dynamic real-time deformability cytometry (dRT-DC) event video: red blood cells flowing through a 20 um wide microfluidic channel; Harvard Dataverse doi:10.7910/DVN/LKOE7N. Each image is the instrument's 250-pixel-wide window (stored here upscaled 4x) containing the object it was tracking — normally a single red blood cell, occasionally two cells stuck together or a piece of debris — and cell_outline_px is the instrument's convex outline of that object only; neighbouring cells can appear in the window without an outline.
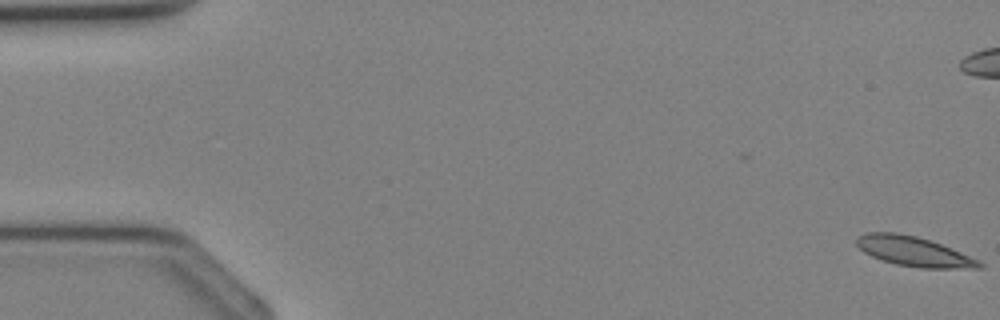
{"species": "Egyptian fruit bat (a non-hibernating species)", "species_latin": "Rousettus aegyptiacus", "temperature_condition": "cold", "stored_images_in_passage": 34, "camera_frame_rate_fps": 3000, "um_per_image_px": 0.085, "animal": {"sex": "female"}, "frame": {"image": 1, "passage_image": 1, "time_ms": 0.0, "image_size_px": [1000, 320], "cell_outline_px": [[984, 268], [920, 268], [896, 264], [872, 256], [864, 252], [856, 244], [856, 240], [864, 232], [896, 232], [916, 236], [940, 244], [980, 260], [984, 264]], "centroid_in_image_um": [77.69, 21.37], "position_along_channel_um": 7.3, "area_um2": 21.04}}
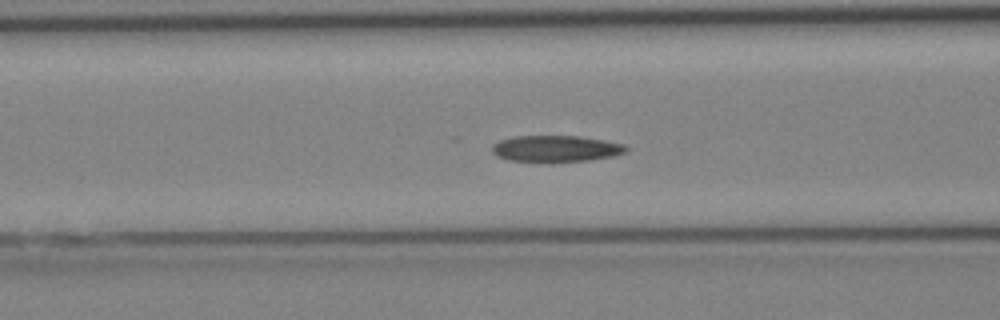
{"frame": {"image": 2, "passage_image": 15, "time_ms": 4.667, "image_size_px": [1000, 320], "cell_outline_px": [[628, 148], [624, 152], [612, 156], [588, 160], [548, 164], [508, 160], [496, 156], [492, 152], [492, 144], [500, 140], [516, 136], [580, 136], [604, 140], [624, 144]], "centroid_in_image_um": [47.19, 12.66], "position_along_channel_um": 119.4, "area_um2": 21.15}}
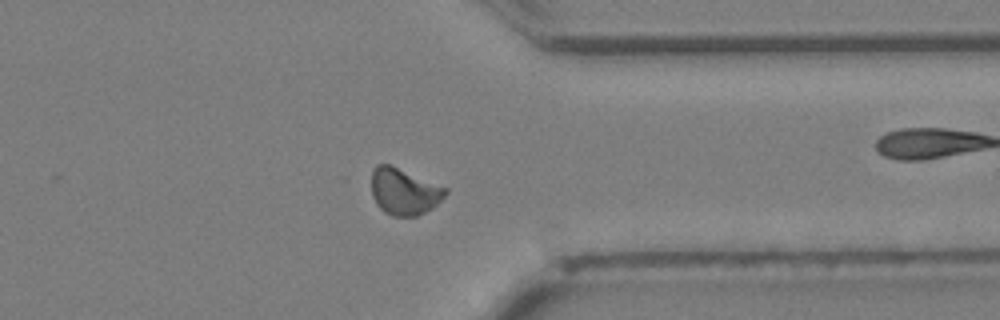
{"frame": {"image": 3, "passage_image": 29, "time_ms": 9.333, "image_size_px": [1000, 320], "cell_outline_px": [[448, 192], [432, 208], [416, 216], [392, 216], [384, 212], [376, 204], [372, 196], [372, 168], [376, 164], [392, 164], [448, 188]], "centroid_in_image_um": [34.33, 16.25], "position_along_channel_um": 377.1, "area_um2": 20.29}}